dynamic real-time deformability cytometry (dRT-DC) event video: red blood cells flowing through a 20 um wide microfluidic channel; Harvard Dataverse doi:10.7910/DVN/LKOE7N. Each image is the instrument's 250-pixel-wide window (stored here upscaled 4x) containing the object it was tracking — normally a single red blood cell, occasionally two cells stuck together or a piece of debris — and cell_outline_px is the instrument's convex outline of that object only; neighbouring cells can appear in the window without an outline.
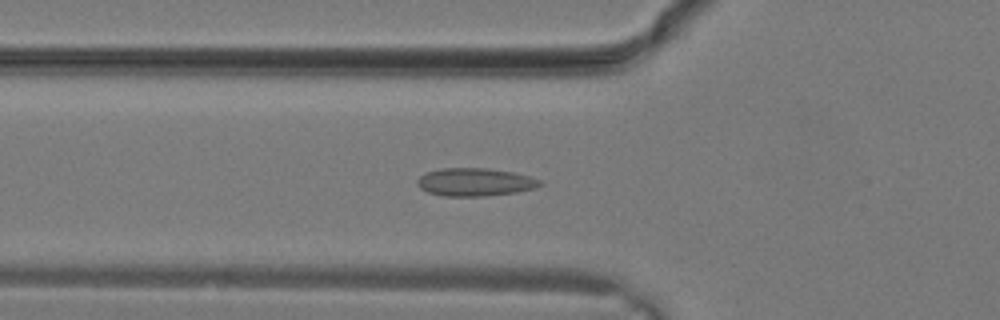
{"species": "common noctule bat (a hibernating species)", "species_latin": "Nyctalus noctula", "temperature_condition": "warm", "stored_images_in_passage": 23, "camera_frame_rate_fps": 3000, "um_per_image_px": 0.085, "animal": {"sex": "male", "body_mass_g": 19.2, "forearm_length_mm": 51.8}, "frame": {"image": 1, "passage_image": 4, "time_ms": 1.0, "image_size_px": [1000, 320], "cell_outline_px": [[544, 184], [536, 188], [516, 192], [484, 196], [444, 196], [428, 192], [420, 188], [416, 184], [416, 180], [420, 176], [428, 172], [440, 168], [488, 168], [516, 172], [540, 180]], "centroid_in_image_um": [40.38, 15.47], "position_along_channel_um": 85.4, "area_um2": 20.11}}
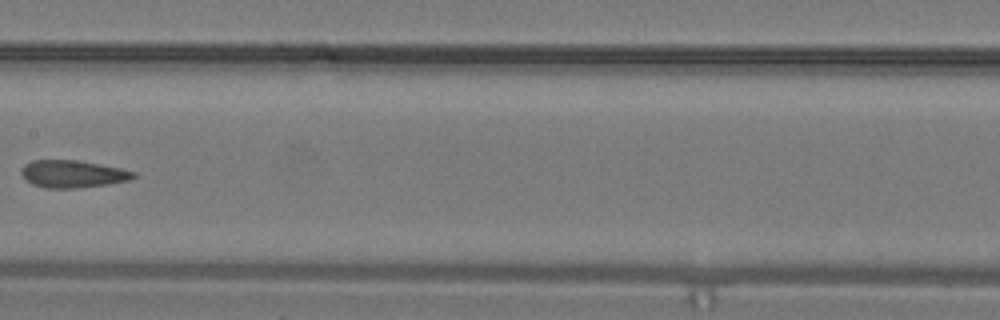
{"frame": {"image": 2, "passage_image": 9, "time_ms": 2.667, "image_size_px": [1000, 320], "cell_outline_px": [[136, 176], [128, 180], [104, 184], [76, 188], [48, 188], [32, 184], [20, 172], [20, 168], [24, 164], [32, 160], [80, 160], [120, 168], [136, 172]], "centroid_in_image_um": [6.15, 14.77], "position_along_channel_um": 201.2, "area_um2": 17.74}}
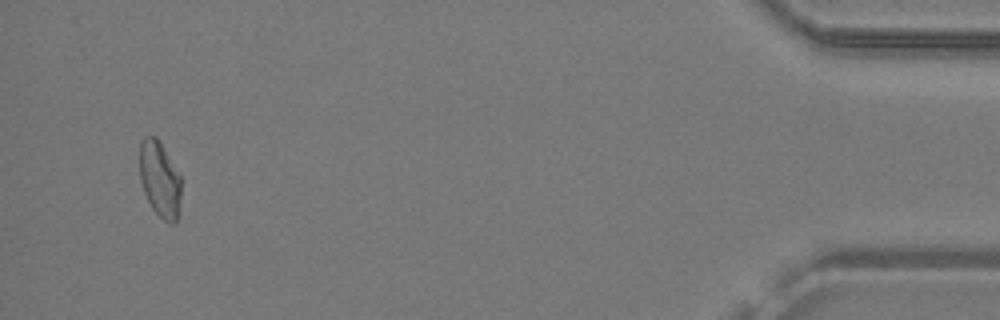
{"frame": {"image": 3, "passage_image": 22, "time_ms": 7.0, "image_size_px": [1000, 320], "cell_outline_px": [[180, 196], [176, 224], [172, 224], [164, 220], [152, 208], [144, 192], [140, 180], [140, 140], [144, 136], [156, 136], [180, 176]], "centroid_in_image_um": [13.56, 15.23], "position_along_channel_um": 421.6, "area_um2": 18.03}}